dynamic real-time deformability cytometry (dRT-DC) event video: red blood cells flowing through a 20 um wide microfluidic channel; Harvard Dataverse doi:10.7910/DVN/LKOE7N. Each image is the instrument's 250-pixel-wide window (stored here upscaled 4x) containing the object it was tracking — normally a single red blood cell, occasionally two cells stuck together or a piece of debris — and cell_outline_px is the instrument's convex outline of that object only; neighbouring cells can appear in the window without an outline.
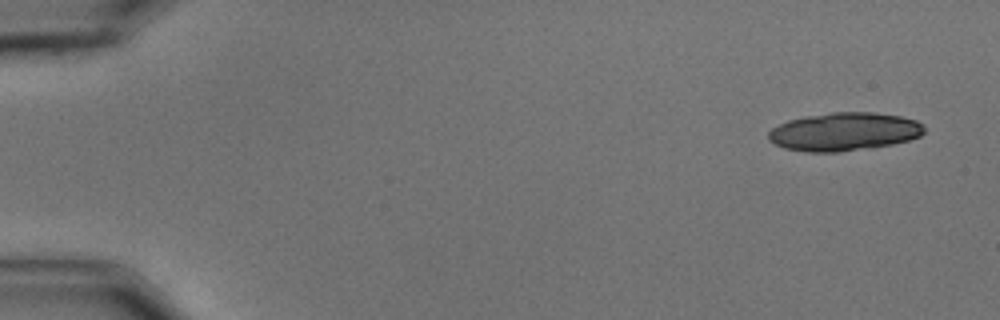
{"species": "common noctule bat (a hibernating species)", "species_latin": "Nyctalus noctula", "temperature_condition": "cold", "stored_images_in_passage": 19, "camera_frame_rate_fps": 3000, "um_per_image_px": 0.085, "animal": {"sex": "male", "body_mass_g": 15.6}, "frame": {"image": 1, "passage_image": 1, "time_ms": 0.0, "image_size_px": [1000, 320], "cell_outline_px": [[924, 132], [920, 136], [908, 140], [892, 144], [872, 148], [836, 152], [804, 152], [784, 148], [768, 140], [768, 132], [772, 128], [788, 120], [804, 116], [832, 112], [872, 112], [900, 116], [916, 120], [924, 124]], "centroid_in_image_um": [71.75, 11.19], "position_along_channel_um": 13.3, "area_um2": 34.91}}